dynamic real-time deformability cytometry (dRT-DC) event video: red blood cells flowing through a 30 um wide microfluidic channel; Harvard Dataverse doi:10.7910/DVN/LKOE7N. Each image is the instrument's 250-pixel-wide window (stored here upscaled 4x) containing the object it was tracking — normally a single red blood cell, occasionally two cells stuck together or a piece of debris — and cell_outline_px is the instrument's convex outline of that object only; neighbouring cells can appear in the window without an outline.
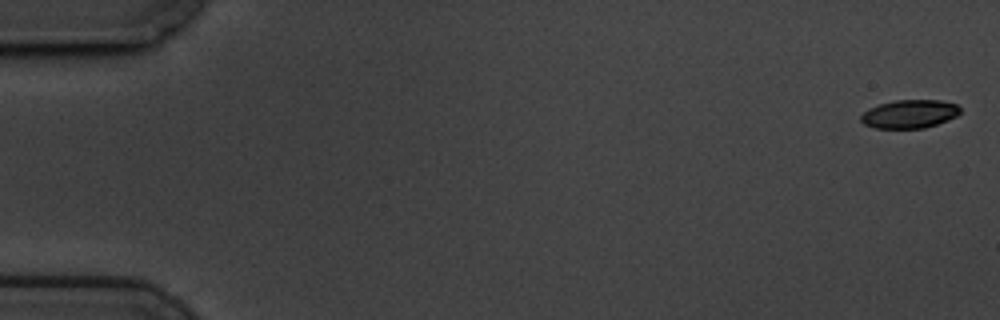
{"species": "common noctule bat (a hibernating species)", "species_latin": "Nyctalus noctula", "temperature_condition": "cold", "stored_images_in_passage": 59, "camera_frame_rate_fps": 3000, "um_per_image_px": 0.085, "animal": {"sex": "male", "body_mass_g": 19.5, "forearm_length_mm": 54.6}, "frame": {"image": 1, "passage_image": 1, "time_ms": 0.0, "image_size_px": [1000, 320], "cell_outline_px": [[960, 112], [956, 116], [948, 120], [924, 128], [872, 128], [864, 124], [860, 120], [860, 116], [868, 108], [880, 104], [896, 100], [940, 100], [956, 104], [960, 108]], "centroid_in_image_um": [77.29, 9.69], "position_along_channel_um": 7.7, "area_um2": 16.42}}
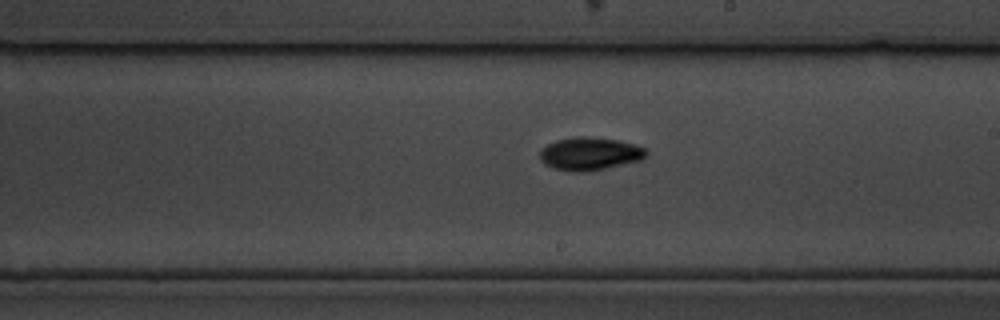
{"frame": {"image": 2, "passage_image": 34, "time_ms": 11.0, "image_size_px": [1000, 320], "cell_outline_px": [[648, 152], [640, 160], [588, 172], [572, 172], [552, 168], [544, 164], [540, 160], [540, 148], [556, 140], [616, 140], [636, 144], [644, 148]], "centroid_in_image_um": [50.1, 13.14], "position_along_channel_um": 238.9, "area_um2": 19.48}}
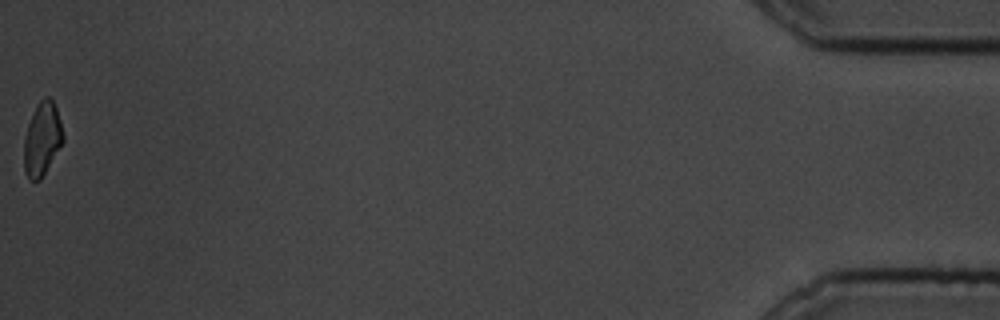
{"frame": {"image": 3, "passage_image": 59, "time_ms": 19.333, "image_size_px": [1000, 320], "cell_outline_px": [[64, 140], [40, 180], [28, 180], [24, 172], [24, 136], [32, 112], [36, 104], [44, 96], [48, 96], [52, 100], [56, 108], [60, 120], [64, 136]], "centroid_in_image_um": [3.56, 11.8], "position_along_channel_um": 431.6, "area_um2": 16.76}, "authors_computed_cell_mechanics": {"area_um2": 18.0914, "velocity_mm_per_s": 3.4351, "shape_relaxation_time_tau1_ms": 4.102, "shape_relaxation_time_tau2_ms": null, "deformation_change_tau1": 0.1479, "deformation_change_tau2": null}}